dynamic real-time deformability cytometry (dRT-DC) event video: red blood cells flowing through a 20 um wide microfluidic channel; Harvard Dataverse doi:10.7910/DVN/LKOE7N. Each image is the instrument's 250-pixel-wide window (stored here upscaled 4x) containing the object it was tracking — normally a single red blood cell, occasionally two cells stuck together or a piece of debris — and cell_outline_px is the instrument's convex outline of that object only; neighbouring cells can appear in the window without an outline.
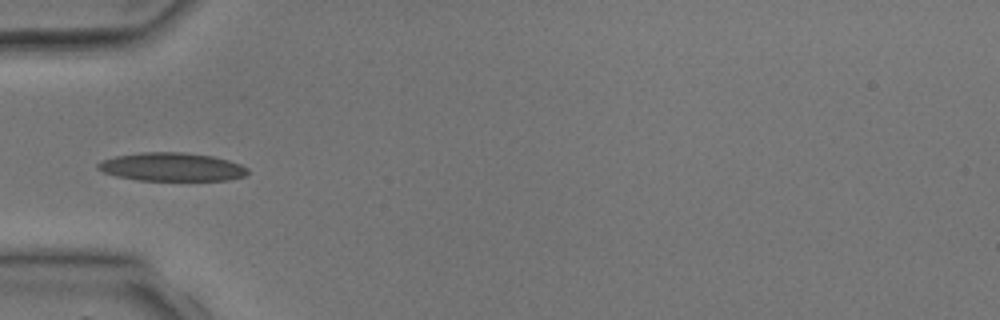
{"species": "common noctule bat (a hibernating species)", "species_latin": "Nyctalus noctula", "temperature_condition": "room temperature", "stored_images_in_passage": 3, "camera_frame_rate_fps": 3000, "um_per_image_px": 0.085, "animal": {"sex": "male", "body_mass_g": 17.9, "forearm_length_mm": 54.2}, "frame": {"image": 1, "passage_image": 3, "time_ms": 2.667, "image_size_px": [1000, 320], "cell_outline_px": [[248, 172], [244, 176], [228, 180], [136, 180], [116, 176], [104, 172], [96, 168], [96, 164], [104, 160], [116, 156], [140, 152], [184, 152], [212, 156], [228, 160], [240, 164], [248, 168]], "centroid_in_image_um": [14.59, 14.19], "position_along_channel_um": 70.4, "area_um2": 24.74}}